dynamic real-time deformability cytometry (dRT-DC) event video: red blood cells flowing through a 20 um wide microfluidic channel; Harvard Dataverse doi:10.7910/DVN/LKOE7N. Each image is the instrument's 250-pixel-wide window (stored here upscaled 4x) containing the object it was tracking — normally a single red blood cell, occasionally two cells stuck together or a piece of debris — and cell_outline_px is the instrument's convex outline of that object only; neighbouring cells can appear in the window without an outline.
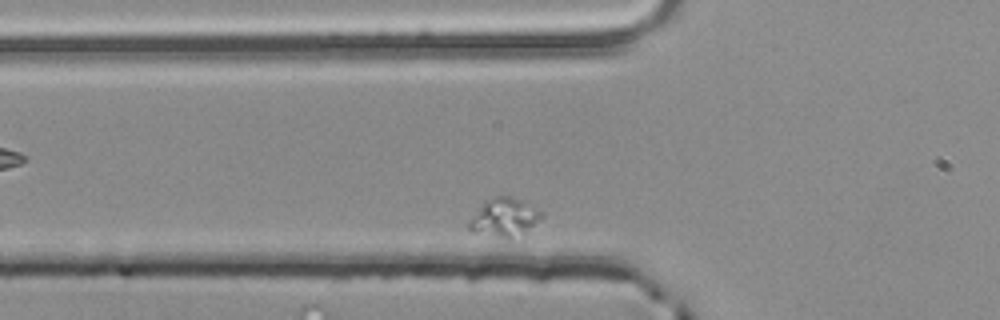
{"species": "common noctule bat (a hibernating species)", "species_latin": "Nyctalus noctula", "temperature_condition": "room temperature", "stored_images_in_passage": 3, "camera_frame_rate_fps": 3000, "um_per_image_px": 0.085, "animal": {"sex": "male", "body_mass_g": 20.4}, "frame": {"image": 1, "passage_image": 3, "time_ms": 0.667, "image_size_px": [1000, 320], "cell_outline_px": [[544, 216], [540, 220], [524, 232], [512, 240], [508, 240], [472, 232], [468, 228], [468, 220], [484, 200], [496, 196], [512, 196], [544, 212]], "centroid_in_image_um": [42.83, 18.5], "position_along_channel_um": 83.0, "area_um2": 16.59}}